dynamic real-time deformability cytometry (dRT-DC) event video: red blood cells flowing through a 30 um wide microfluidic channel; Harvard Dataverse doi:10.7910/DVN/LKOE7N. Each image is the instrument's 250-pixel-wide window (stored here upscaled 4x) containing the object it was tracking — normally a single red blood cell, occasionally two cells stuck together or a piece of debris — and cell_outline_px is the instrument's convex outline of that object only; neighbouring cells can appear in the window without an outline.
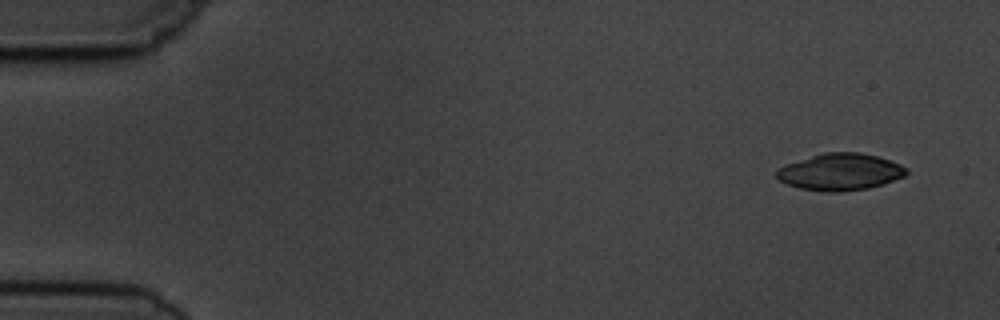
{"species": "common noctule bat (a hibernating species)", "species_latin": "Nyctalus noctula", "temperature_condition": "cold", "stored_images_in_passage": 3, "segment_of_instrument_passage": [2, 2], "camera_frame_rate_fps": 3000, "um_per_image_px": 0.085, "animal": {"sex": "male", "body_mass_g": 19.5, "forearm_length_mm": 54.6}, "frame": {"image": 1, "passage_image": 3, "time_ms": 2.333, "image_size_px": [1000, 320], "cell_outline_px": [[908, 172], [904, 176], [884, 184], [868, 188], [840, 192], [824, 192], [800, 188], [788, 184], [780, 180], [776, 176], [776, 172], [784, 164], [824, 152], [860, 152], [876, 156], [900, 164], [908, 168]], "centroid_in_image_um": [71.42, 14.61], "position_along_channel_um": 13.6, "area_um2": 27.86}}